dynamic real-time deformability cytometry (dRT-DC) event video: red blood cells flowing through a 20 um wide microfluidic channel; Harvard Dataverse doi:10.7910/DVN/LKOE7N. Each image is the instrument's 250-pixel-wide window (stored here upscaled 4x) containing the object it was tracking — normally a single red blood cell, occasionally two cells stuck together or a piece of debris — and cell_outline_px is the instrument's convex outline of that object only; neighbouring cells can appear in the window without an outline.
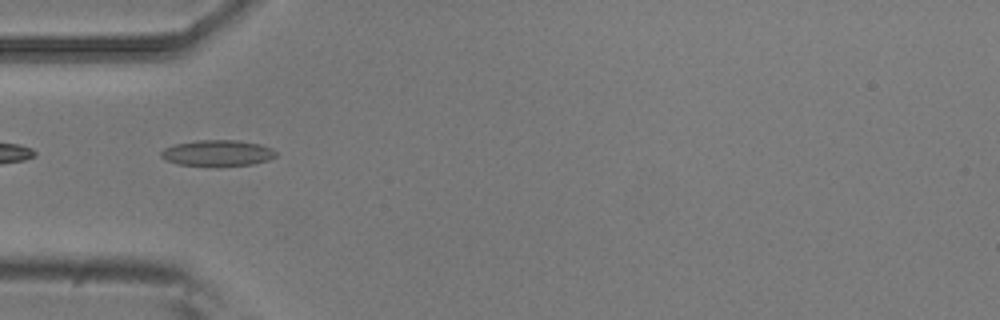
{"species": "common noctule bat (a hibernating species)", "species_latin": "Nyctalus noctula", "temperature_condition": "room temperature", "stored_images_in_passage": 5, "camera_frame_rate_fps": 3000, "um_per_image_px": 0.085, "animal": {"sex": "male", "body_mass_g": 20.5, "forearm_length_mm": 52.5}, "frame": {"image": 1, "passage_image": 3, "time_ms": 0.667, "image_size_px": [1000, 320], "cell_outline_px": [[276, 156], [268, 160], [252, 164], [220, 168], [216, 168], [176, 164], [164, 160], [160, 156], [160, 152], [164, 148], [176, 144], [196, 140], [236, 140], [260, 144], [272, 148], [276, 152]], "centroid_in_image_um": [18.46, 13.04], "position_along_channel_um": 66.5, "area_um2": 18.09}}
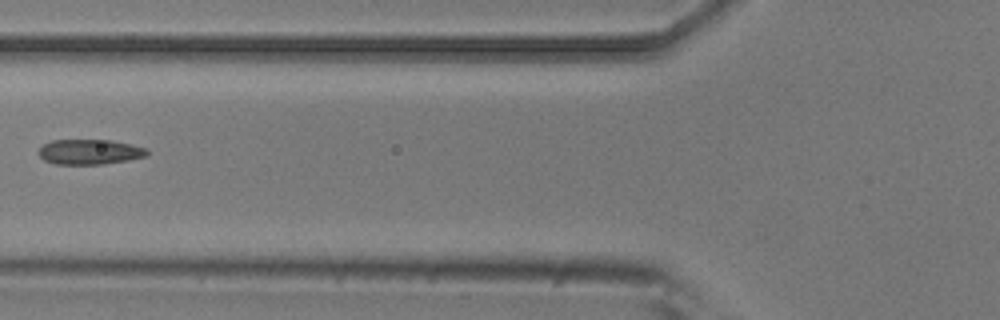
{"frame": {"image": 2, "passage_image": 4, "time_ms": 1.0, "image_size_px": [1000, 320], "cell_outline_px": [[148, 152], [144, 156], [128, 160], [104, 164], [56, 164], [44, 160], [36, 152], [44, 144], [52, 140], [112, 140], [144, 148]], "centroid_in_image_um": [7.56, 12.91], "position_along_channel_um": 118.2, "area_um2": 15.66}}
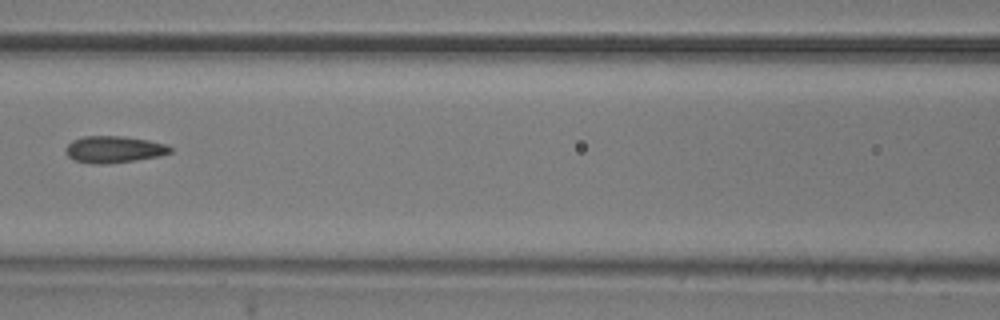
{"frame": {"image": 3, "passage_image": 5, "time_ms": 1.333, "image_size_px": [1000, 320], "cell_outline_px": [[172, 152], [160, 156], [136, 160], [108, 164], [92, 164], [76, 160], [68, 156], [64, 152], [64, 148], [72, 140], [84, 136], [124, 136], [148, 140], [168, 144], [172, 148]], "centroid_in_image_um": [9.69, 12.7], "position_along_channel_um": 156.9, "area_um2": 16.53}}